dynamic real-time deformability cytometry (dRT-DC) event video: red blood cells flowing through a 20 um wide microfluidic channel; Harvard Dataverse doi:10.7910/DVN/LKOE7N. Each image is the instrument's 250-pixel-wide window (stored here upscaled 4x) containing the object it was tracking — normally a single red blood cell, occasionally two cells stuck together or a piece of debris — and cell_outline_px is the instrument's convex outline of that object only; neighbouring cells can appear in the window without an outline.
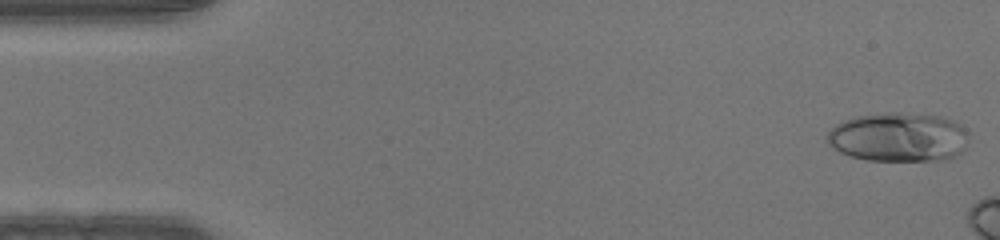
{"species": "human", "species_latin": "Homo sapiens", "temperature_condition": "warm", "stored_images_in_passage": 9, "camera_frame_rate_fps": 3000, "um_per_image_px": 0.085, "donor": {"sex": "male"}, "frame": {"image": 1, "passage_image": 1, "time_ms": 0.0, "image_size_px": [1000, 240], "cell_outline_px": [[968, 140], [964, 148], [960, 152], [944, 160], [868, 160], [852, 156], [840, 152], [832, 148], [828, 140], [828, 132], [836, 124], [844, 120], [856, 116], [888, 112], [900, 112], [940, 116], [952, 120], [968, 128]], "centroid_in_image_um": [76.4, 11.64], "position_along_channel_um": 8.6, "area_um2": 40.58}}